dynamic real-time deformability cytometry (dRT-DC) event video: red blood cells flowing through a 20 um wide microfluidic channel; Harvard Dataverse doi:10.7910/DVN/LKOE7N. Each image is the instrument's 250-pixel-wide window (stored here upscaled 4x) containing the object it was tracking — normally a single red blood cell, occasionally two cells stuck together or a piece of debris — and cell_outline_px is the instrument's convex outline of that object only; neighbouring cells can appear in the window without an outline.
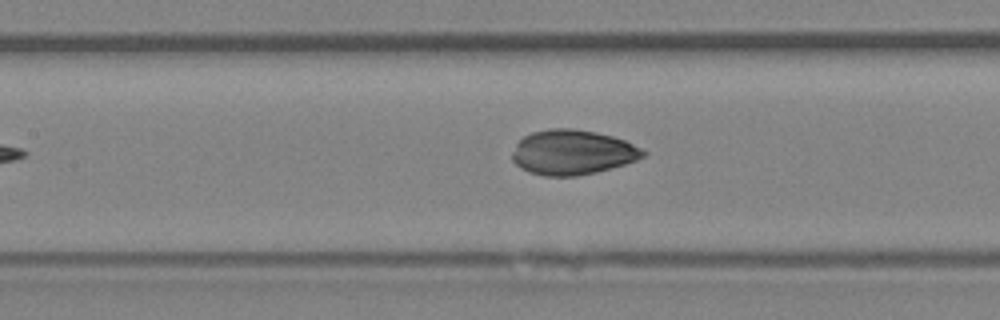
{"species": "Egyptian fruit bat (a non-hibernating species)", "species_latin": "Rousettus aegyptiacus", "temperature_condition": "room temperature", "stored_images_in_passage": 8, "camera_frame_rate_fps": 3000, "um_per_image_px": 0.085, "animal": {"sex": "female"}, "frame": {"image": 1, "passage_image": 7, "time_ms": 7.0, "image_size_px": [1000, 320], "cell_outline_px": [[648, 152], [644, 156], [636, 160], [624, 164], [596, 172], [576, 176], [544, 176], [528, 172], [520, 168], [512, 160], [512, 152], [516, 144], [524, 136], [532, 132], [552, 128], [572, 128], [596, 132], [612, 136], [624, 140]], "centroid_in_image_um": [48.63, 12.95], "position_along_channel_um": 158.8, "area_um2": 34.16}}
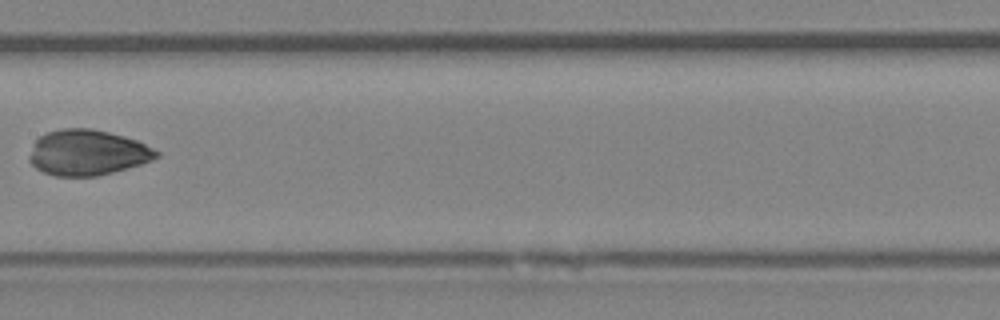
{"frame": {"image": 2, "passage_image": 8, "time_ms": 8.0, "image_size_px": [1000, 320], "cell_outline_px": [[160, 156], [152, 160], [140, 164], [112, 172], [96, 176], [56, 176], [44, 172], [36, 168], [28, 160], [28, 156], [32, 144], [40, 136], [48, 132], [60, 128], [92, 128], [124, 136], [136, 140], [160, 152]], "centroid_in_image_um": [7.4, 12.96], "position_along_channel_um": 200.0, "area_um2": 33.7}}